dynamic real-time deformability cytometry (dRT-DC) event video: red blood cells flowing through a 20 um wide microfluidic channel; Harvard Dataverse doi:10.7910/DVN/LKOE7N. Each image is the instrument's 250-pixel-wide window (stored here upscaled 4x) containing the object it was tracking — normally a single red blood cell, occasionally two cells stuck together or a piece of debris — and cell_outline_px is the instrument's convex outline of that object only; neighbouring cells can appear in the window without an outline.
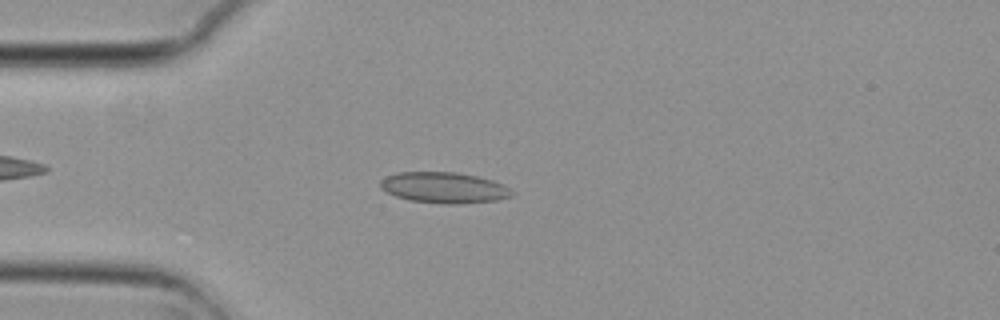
{"species": "common noctule bat (a hibernating species)", "species_latin": "Nyctalus noctula", "temperature_condition": "cold", "stored_images_in_passage": 5, "camera_frame_rate_fps": 3000, "um_per_image_px": 0.085, "animal": {"sex": "female", "body_mass_g": 29.2, "forearm_length_mm": 56.3}, "frame": {"image": 1, "passage_image": 3, "time_ms": 0.667, "image_size_px": [1000, 320], "cell_outline_px": [[516, 192], [512, 196], [496, 200], [456, 204], [444, 204], [408, 200], [396, 196], [380, 188], [380, 180], [396, 172], [456, 172], [476, 176], [492, 180], [504, 184]], "centroid_in_image_um": [37.76, 15.95], "position_along_channel_um": 47.2, "area_um2": 23.76}}
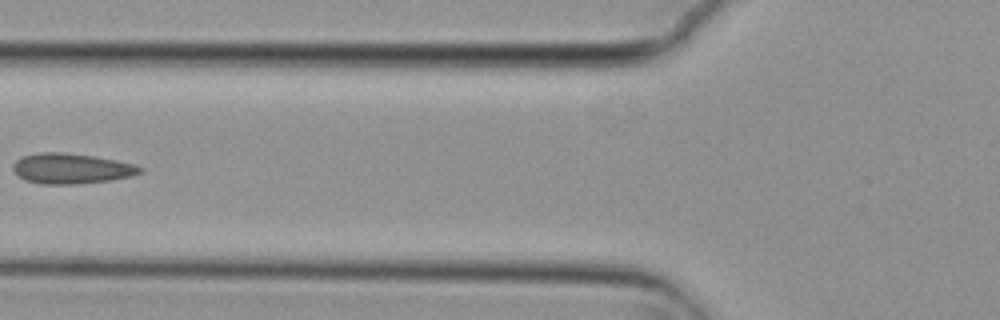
{"frame": {"image": 2, "passage_image": 5, "time_ms": 1.333, "image_size_px": [1000, 320], "cell_outline_px": [[144, 172], [112, 180], [76, 184], [44, 184], [24, 180], [12, 168], [12, 164], [16, 160], [24, 156], [40, 152], [64, 152], [92, 156], [116, 160], [132, 164], [144, 168]], "centroid_in_image_um": [6.06, 14.32], "position_along_channel_um": 119.7, "area_um2": 22.31}}